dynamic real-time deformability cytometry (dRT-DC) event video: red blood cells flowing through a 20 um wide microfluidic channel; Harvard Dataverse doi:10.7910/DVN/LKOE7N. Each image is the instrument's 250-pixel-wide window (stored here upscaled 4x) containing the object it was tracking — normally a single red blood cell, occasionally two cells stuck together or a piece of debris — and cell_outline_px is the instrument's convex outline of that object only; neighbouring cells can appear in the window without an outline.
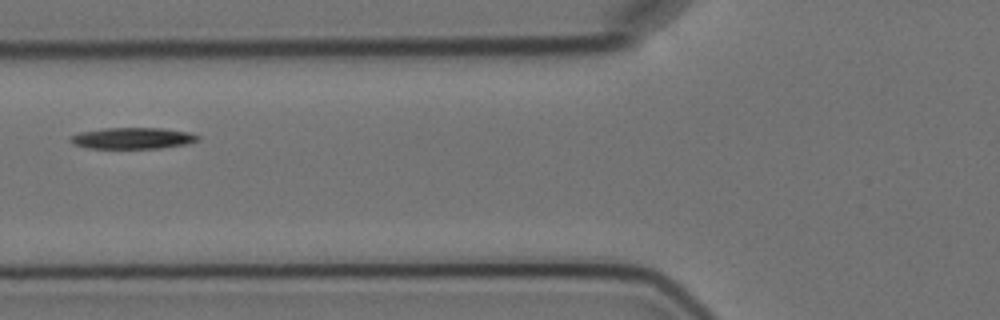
{"species": "Egyptian fruit bat (a non-hibernating species)", "species_latin": "Rousettus aegyptiacus", "temperature_condition": "cold", "stored_images_in_passage": 8, "camera_frame_rate_fps": 3000, "um_per_image_px": 0.085, "animal": {"sex": "female"}, "frame": {"image": 1, "passage_image": 6, "time_ms": 7.333, "image_size_px": [1000, 320], "cell_outline_px": [[200, 140], [188, 144], [160, 148], [88, 148], [72, 144], [68, 140], [68, 136], [80, 132], [104, 128], [160, 128], [192, 132], [200, 136]], "centroid_in_image_um": [11.28, 11.74], "position_along_channel_um": 114.5, "area_um2": 16.07}}
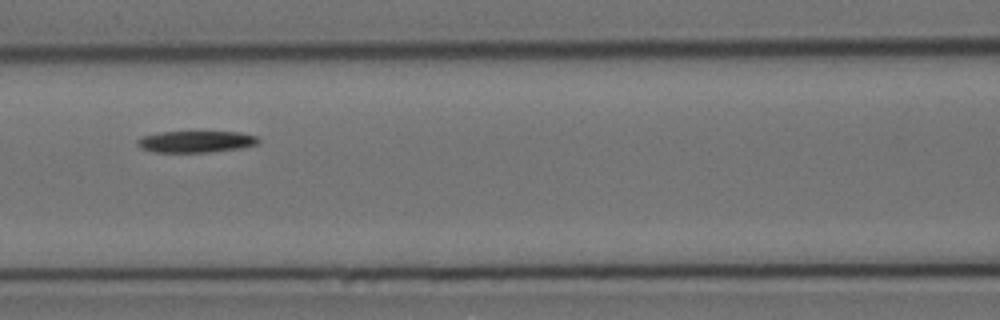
{"frame": {"image": 2, "passage_image": 7, "time_ms": 8.333, "image_size_px": [1000, 320], "cell_outline_px": [[260, 140], [256, 144], [240, 148], [208, 152], [152, 152], [140, 148], [136, 144], [136, 140], [144, 136], [160, 132], [240, 132], [256, 136]], "centroid_in_image_um": [16.61, 12.04], "position_along_channel_um": 150.0, "area_um2": 15.14}}
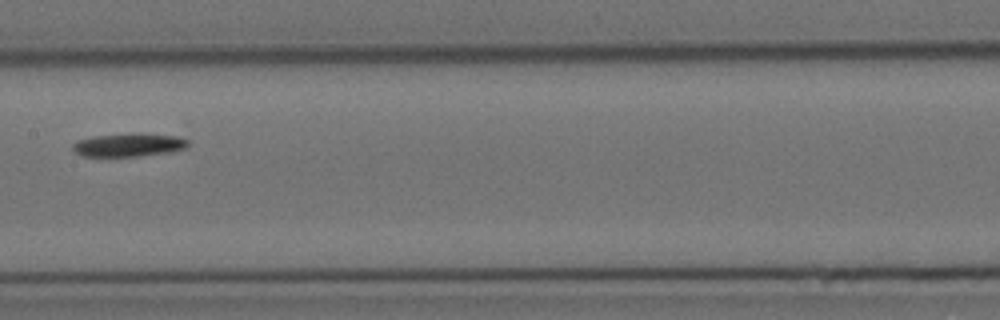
{"frame": {"image": 3, "passage_image": 8, "time_ms": 9.667, "image_size_px": [1000, 320], "cell_outline_px": [[188, 148], [172, 152], [136, 156], [84, 156], [76, 152], [72, 148], [72, 144], [76, 140], [96, 136], [176, 136], [188, 140]], "centroid_in_image_um": [10.93, 12.37], "position_along_channel_um": 196.5, "area_um2": 14.62}}